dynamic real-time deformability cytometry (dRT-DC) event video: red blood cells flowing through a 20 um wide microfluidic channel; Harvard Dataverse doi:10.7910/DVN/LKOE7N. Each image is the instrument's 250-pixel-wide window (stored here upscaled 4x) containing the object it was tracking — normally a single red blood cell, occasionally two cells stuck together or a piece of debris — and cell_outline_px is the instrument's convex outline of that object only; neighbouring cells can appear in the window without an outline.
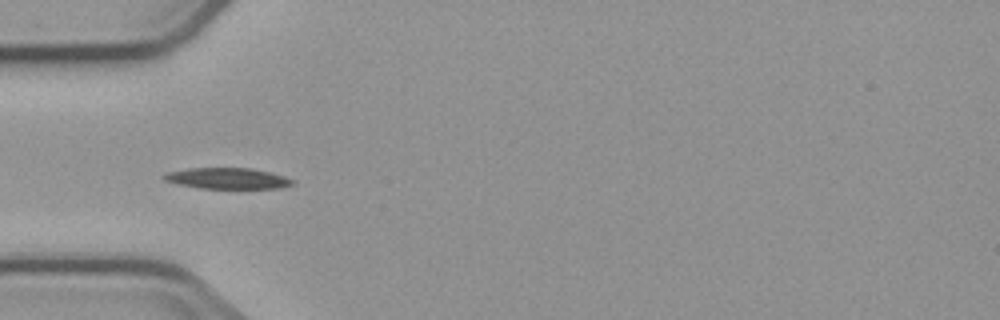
{"species": "common noctule bat (a hibernating species)", "species_latin": "Nyctalus noctula", "temperature_condition": "cold", "stored_images_in_passage": 5, "camera_frame_rate_fps": 3000, "um_per_image_px": 0.085, "animal": {"sex": "male", "body_mass_g": 23.1, "forearm_length_mm": 52.7}, "frame": {"image": 1, "passage_image": 4, "time_ms": 3.333, "image_size_px": [1000, 320], "cell_outline_px": [[296, 184], [280, 188], [200, 188], [176, 184], [164, 180], [160, 176], [164, 172], [188, 168], [252, 168], [284, 176], [296, 180]], "centroid_in_image_um": [19.3, 15.16], "position_along_channel_um": 65.7, "area_um2": 15.95}}
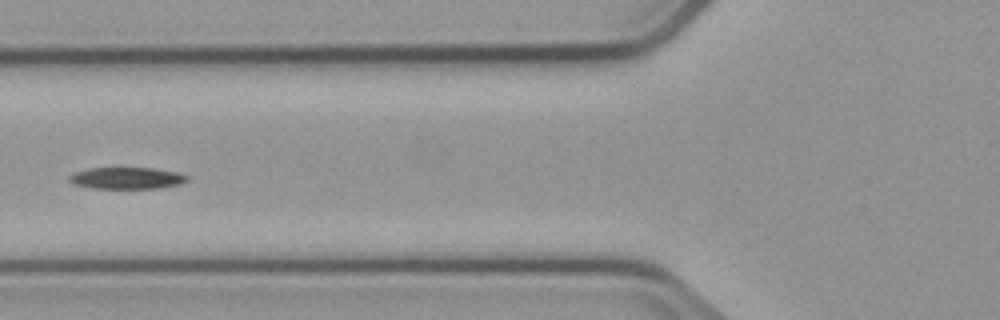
{"frame": {"image": 2, "passage_image": 5, "time_ms": 4.667, "image_size_px": [1000, 320], "cell_outline_px": [[188, 180], [180, 184], [160, 188], [92, 188], [76, 184], [68, 180], [68, 176], [76, 172], [88, 168], [152, 168], [176, 172], [188, 176]], "centroid_in_image_um": [10.78, 15.14], "position_along_channel_um": 115.0, "area_um2": 14.74}}